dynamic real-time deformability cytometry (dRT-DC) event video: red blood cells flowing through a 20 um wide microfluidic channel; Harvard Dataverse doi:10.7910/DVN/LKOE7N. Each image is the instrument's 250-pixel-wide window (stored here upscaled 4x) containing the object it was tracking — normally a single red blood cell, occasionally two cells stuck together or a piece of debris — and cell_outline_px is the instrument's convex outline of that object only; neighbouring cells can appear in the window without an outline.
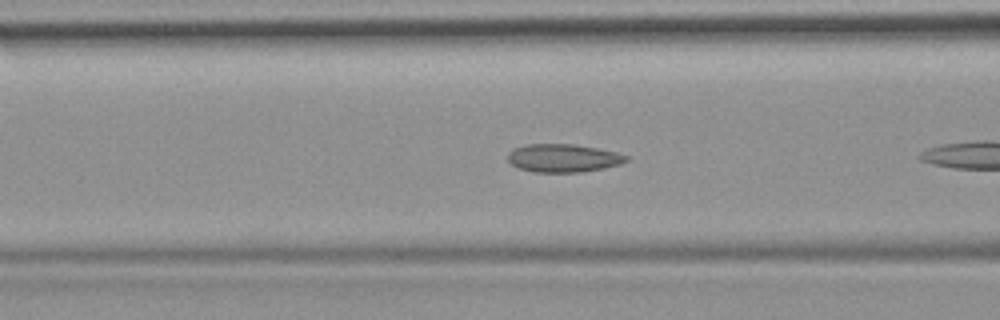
{"species": "common noctule bat (a hibernating species)", "species_latin": "Nyctalus noctula", "temperature_condition": "room temperature", "stored_images_in_passage": 7, "camera_frame_rate_fps": 3000, "um_per_image_px": 0.085, "animal": {"sex": "female", "body_mass_g": 19.9}, "frame": {"image": 1, "passage_image": 6, "time_ms": 1.667, "image_size_px": [1000, 320], "cell_outline_px": [[628, 160], [620, 164], [604, 168], [584, 172], [532, 172], [520, 168], [512, 164], [508, 160], [508, 152], [512, 148], [528, 144], [572, 144], [596, 148], [616, 152], [628, 156]], "centroid_in_image_um": [47.86, 13.44], "position_along_channel_um": 118.7, "area_um2": 19.42}}